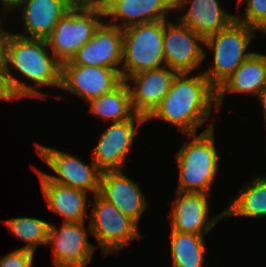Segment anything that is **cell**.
<instances>
[{
    "label": "cell",
    "mask_w": 266,
    "mask_h": 267,
    "mask_svg": "<svg viewBox=\"0 0 266 267\" xmlns=\"http://www.w3.org/2000/svg\"><path fill=\"white\" fill-rule=\"evenodd\" d=\"M4 67L18 99L46 97L37 86L61 88L62 64L48 48L46 39L25 38L10 32L5 43ZM12 70L29 83L13 75Z\"/></svg>",
    "instance_id": "6da1fadb"
},
{
    "label": "cell",
    "mask_w": 266,
    "mask_h": 267,
    "mask_svg": "<svg viewBox=\"0 0 266 267\" xmlns=\"http://www.w3.org/2000/svg\"><path fill=\"white\" fill-rule=\"evenodd\" d=\"M177 73L169 92L146 118L159 119L178 128L182 134H196L197 129L211 117L216 107V90L209 84L203 72Z\"/></svg>",
    "instance_id": "7a4b0ae2"
},
{
    "label": "cell",
    "mask_w": 266,
    "mask_h": 267,
    "mask_svg": "<svg viewBox=\"0 0 266 267\" xmlns=\"http://www.w3.org/2000/svg\"><path fill=\"white\" fill-rule=\"evenodd\" d=\"M214 127L211 123L199 134L185 135L190 141L185 140L175 156L179 177L176 191L211 195L220 162Z\"/></svg>",
    "instance_id": "3957f363"
},
{
    "label": "cell",
    "mask_w": 266,
    "mask_h": 267,
    "mask_svg": "<svg viewBox=\"0 0 266 267\" xmlns=\"http://www.w3.org/2000/svg\"><path fill=\"white\" fill-rule=\"evenodd\" d=\"M103 21L104 12L99 2L75 3L46 38L48 48L61 64L68 62Z\"/></svg>",
    "instance_id": "277c9868"
},
{
    "label": "cell",
    "mask_w": 266,
    "mask_h": 267,
    "mask_svg": "<svg viewBox=\"0 0 266 267\" xmlns=\"http://www.w3.org/2000/svg\"><path fill=\"white\" fill-rule=\"evenodd\" d=\"M255 28L236 19L226 28L205 38V45L213 50V64L203 71L209 84L217 90L254 52H246L255 38Z\"/></svg>",
    "instance_id": "5b68a950"
},
{
    "label": "cell",
    "mask_w": 266,
    "mask_h": 267,
    "mask_svg": "<svg viewBox=\"0 0 266 267\" xmlns=\"http://www.w3.org/2000/svg\"><path fill=\"white\" fill-rule=\"evenodd\" d=\"M164 20L147 22L123 29L120 76H129L165 65L163 54Z\"/></svg>",
    "instance_id": "8992f818"
},
{
    "label": "cell",
    "mask_w": 266,
    "mask_h": 267,
    "mask_svg": "<svg viewBox=\"0 0 266 267\" xmlns=\"http://www.w3.org/2000/svg\"><path fill=\"white\" fill-rule=\"evenodd\" d=\"M92 198L94 207L88 217L90 233L96 238L103 255H118L120 249L141 237L138 224L99 193Z\"/></svg>",
    "instance_id": "52a82bcc"
},
{
    "label": "cell",
    "mask_w": 266,
    "mask_h": 267,
    "mask_svg": "<svg viewBox=\"0 0 266 267\" xmlns=\"http://www.w3.org/2000/svg\"><path fill=\"white\" fill-rule=\"evenodd\" d=\"M36 151L41 159L56 175L41 172L52 182L79 189L92 194L99 193L101 171L92 161L86 165L81 158L70 152H62L50 146L36 143Z\"/></svg>",
    "instance_id": "ba28073f"
},
{
    "label": "cell",
    "mask_w": 266,
    "mask_h": 267,
    "mask_svg": "<svg viewBox=\"0 0 266 267\" xmlns=\"http://www.w3.org/2000/svg\"><path fill=\"white\" fill-rule=\"evenodd\" d=\"M205 39L180 22L164 20L163 54L165 66L177 73H192L207 56Z\"/></svg>",
    "instance_id": "9c48e42d"
},
{
    "label": "cell",
    "mask_w": 266,
    "mask_h": 267,
    "mask_svg": "<svg viewBox=\"0 0 266 267\" xmlns=\"http://www.w3.org/2000/svg\"><path fill=\"white\" fill-rule=\"evenodd\" d=\"M145 122H147L145 117L135 114L130 120L111 123L100 134L97 145L92 149L91 160L101 172L124 170L127 154L130 152L138 128Z\"/></svg>",
    "instance_id": "30bf717a"
},
{
    "label": "cell",
    "mask_w": 266,
    "mask_h": 267,
    "mask_svg": "<svg viewBox=\"0 0 266 267\" xmlns=\"http://www.w3.org/2000/svg\"><path fill=\"white\" fill-rule=\"evenodd\" d=\"M60 227L49 226L47 245L53 246L54 267H86L96 250L87 239L90 227L85 222H62Z\"/></svg>",
    "instance_id": "8fae6325"
},
{
    "label": "cell",
    "mask_w": 266,
    "mask_h": 267,
    "mask_svg": "<svg viewBox=\"0 0 266 267\" xmlns=\"http://www.w3.org/2000/svg\"><path fill=\"white\" fill-rule=\"evenodd\" d=\"M122 81L115 69L79 66L68 61L62 64L60 89L76 94L87 103L91 99L111 92Z\"/></svg>",
    "instance_id": "7c38bea8"
},
{
    "label": "cell",
    "mask_w": 266,
    "mask_h": 267,
    "mask_svg": "<svg viewBox=\"0 0 266 267\" xmlns=\"http://www.w3.org/2000/svg\"><path fill=\"white\" fill-rule=\"evenodd\" d=\"M176 199L171 206V231L206 235L224 216V211L209 217L211 195L176 191Z\"/></svg>",
    "instance_id": "4fadbf2b"
},
{
    "label": "cell",
    "mask_w": 266,
    "mask_h": 267,
    "mask_svg": "<svg viewBox=\"0 0 266 267\" xmlns=\"http://www.w3.org/2000/svg\"><path fill=\"white\" fill-rule=\"evenodd\" d=\"M122 47L123 29L103 21L70 61L79 66L108 67L120 74Z\"/></svg>",
    "instance_id": "5bb4252c"
},
{
    "label": "cell",
    "mask_w": 266,
    "mask_h": 267,
    "mask_svg": "<svg viewBox=\"0 0 266 267\" xmlns=\"http://www.w3.org/2000/svg\"><path fill=\"white\" fill-rule=\"evenodd\" d=\"M99 3L103 8L104 21L121 29L166 20L170 15L168 12L175 10V0H100Z\"/></svg>",
    "instance_id": "9a60e30c"
},
{
    "label": "cell",
    "mask_w": 266,
    "mask_h": 267,
    "mask_svg": "<svg viewBox=\"0 0 266 267\" xmlns=\"http://www.w3.org/2000/svg\"><path fill=\"white\" fill-rule=\"evenodd\" d=\"M176 75V71L164 65L129 76L125 82L130 90L134 112L147 118L169 92Z\"/></svg>",
    "instance_id": "2e32d148"
},
{
    "label": "cell",
    "mask_w": 266,
    "mask_h": 267,
    "mask_svg": "<svg viewBox=\"0 0 266 267\" xmlns=\"http://www.w3.org/2000/svg\"><path fill=\"white\" fill-rule=\"evenodd\" d=\"M75 2L73 0H18L7 12L22 13L24 31L15 33L25 38L46 39L59 19Z\"/></svg>",
    "instance_id": "e0dca14e"
},
{
    "label": "cell",
    "mask_w": 266,
    "mask_h": 267,
    "mask_svg": "<svg viewBox=\"0 0 266 267\" xmlns=\"http://www.w3.org/2000/svg\"><path fill=\"white\" fill-rule=\"evenodd\" d=\"M99 194L137 224L148 205L138 183L123 170L102 172Z\"/></svg>",
    "instance_id": "ac0fdd59"
},
{
    "label": "cell",
    "mask_w": 266,
    "mask_h": 267,
    "mask_svg": "<svg viewBox=\"0 0 266 267\" xmlns=\"http://www.w3.org/2000/svg\"><path fill=\"white\" fill-rule=\"evenodd\" d=\"M186 3L190 6H185ZM174 7L177 11L183 9V12L187 9L177 20L204 39L226 28L236 19V15L229 14L218 0H175Z\"/></svg>",
    "instance_id": "d6986e66"
},
{
    "label": "cell",
    "mask_w": 266,
    "mask_h": 267,
    "mask_svg": "<svg viewBox=\"0 0 266 267\" xmlns=\"http://www.w3.org/2000/svg\"><path fill=\"white\" fill-rule=\"evenodd\" d=\"M39 175L42 193L51 212L62 216V222H85L87 220V204L93 202L88 193L50 181L40 169L34 167Z\"/></svg>",
    "instance_id": "ffe728a7"
},
{
    "label": "cell",
    "mask_w": 266,
    "mask_h": 267,
    "mask_svg": "<svg viewBox=\"0 0 266 267\" xmlns=\"http://www.w3.org/2000/svg\"><path fill=\"white\" fill-rule=\"evenodd\" d=\"M266 81V54L254 52L216 90L217 111L221 109L227 93L254 94L258 98Z\"/></svg>",
    "instance_id": "44dd1931"
},
{
    "label": "cell",
    "mask_w": 266,
    "mask_h": 267,
    "mask_svg": "<svg viewBox=\"0 0 266 267\" xmlns=\"http://www.w3.org/2000/svg\"><path fill=\"white\" fill-rule=\"evenodd\" d=\"M224 209L225 217H266V176L252 177Z\"/></svg>",
    "instance_id": "7402d4cb"
},
{
    "label": "cell",
    "mask_w": 266,
    "mask_h": 267,
    "mask_svg": "<svg viewBox=\"0 0 266 267\" xmlns=\"http://www.w3.org/2000/svg\"><path fill=\"white\" fill-rule=\"evenodd\" d=\"M89 112L108 122L130 120L136 113L131 103V94L127 83L123 80L111 92L87 102Z\"/></svg>",
    "instance_id": "603a6c76"
},
{
    "label": "cell",
    "mask_w": 266,
    "mask_h": 267,
    "mask_svg": "<svg viewBox=\"0 0 266 267\" xmlns=\"http://www.w3.org/2000/svg\"><path fill=\"white\" fill-rule=\"evenodd\" d=\"M171 267H204L205 236L171 231Z\"/></svg>",
    "instance_id": "cb8c5ba5"
},
{
    "label": "cell",
    "mask_w": 266,
    "mask_h": 267,
    "mask_svg": "<svg viewBox=\"0 0 266 267\" xmlns=\"http://www.w3.org/2000/svg\"><path fill=\"white\" fill-rule=\"evenodd\" d=\"M1 222L14 236L26 242L21 249L35 252L39 245H47L50 223L33 217H17Z\"/></svg>",
    "instance_id": "d4e9b609"
},
{
    "label": "cell",
    "mask_w": 266,
    "mask_h": 267,
    "mask_svg": "<svg viewBox=\"0 0 266 267\" xmlns=\"http://www.w3.org/2000/svg\"><path fill=\"white\" fill-rule=\"evenodd\" d=\"M238 5L246 4L245 13L236 20L266 35V0H237Z\"/></svg>",
    "instance_id": "484cf974"
},
{
    "label": "cell",
    "mask_w": 266,
    "mask_h": 267,
    "mask_svg": "<svg viewBox=\"0 0 266 267\" xmlns=\"http://www.w3.org/2000/svg\"><path fill=\"white\" fill-rule=\"evenodd\" d=\"M34 251L16 249L1 256L0 267H33Z\"/></svg>",
    "instance_id": "4316f807"
},
{
    "label": "cell",
    "mask_w": 266,
    "mask_h": 267,
    "mask_svg": "<svg viewBox=\"0 0 266 267\" xmlns=\"http://www.w3.org/2000/svg\"><path fill=\"white\" fill-rule=\"evenodd\" d=\"M17 99L18 98L15 96L13 90L10 87L5 67L0 66V100L8 102L10 100L14 101Z\"/></svg>",
    "instance_id": "83f0119b"
},
{
    "label": "cell",
    "mask_w": 266,
    "mask_h": 267,
    "mask_svg": "<svg viewBox=\"0 0 266 267\" xmlns=\"http://www.w3.org/2000/svg\"><path fill=\"white\" fill-rule=\"evenodd\" d=\"M3 19L5 18H1L0 16V66H4L5 43L10 33V30H5V28L2 27Z\"/></svg>",
    "instance_id": "f1b7e54d"
},
{
    "label": "cell",
    "mask_w": 266,
    "mask_h": 267,
    "mask_svg": "<svg viewBox=\"0 0 266 267\" xmlns=\"http://www.w3.org/2000/svg\"><path fill=\"white\" fill-rule=\"evenodd\" d=\"M259 101L261 102V105L263 107L264 121H265V126H266V81H265V84L263 86L262 92L259 96Z\"/></svg>",
    "instance_id": "f546056e"
},
{
    "label": "cell",
    "mask_w": 266,
    "mask_h": 267,
    "mask_svg": "<svg viewBox=\"0 0 266 267\" xmlns=\"http://www.w3.org/2000/svg\"><path fill=\"white\" fill-rule=\"evenodd\" d=\"M2 4L3 14L8 13L7 11L18 1V0H0Z\"/></svg>",
    "instance_id": "4dcf8cb0"
},
{
    "label": "cell",
    "mask_w": 266,
    "mask_h": 267,
    "mask_svg": "<svg viewBox=\"0 0 266 267\" xmlns=\"http://www.w3.org/2000/svg\"><path fill=\"white\" fill-rule=\"evenodd\" d=\"M75 3H97V0H73Z\"/></svg>",
    "instance_id": "1f68e13d"
}]
</instances>
